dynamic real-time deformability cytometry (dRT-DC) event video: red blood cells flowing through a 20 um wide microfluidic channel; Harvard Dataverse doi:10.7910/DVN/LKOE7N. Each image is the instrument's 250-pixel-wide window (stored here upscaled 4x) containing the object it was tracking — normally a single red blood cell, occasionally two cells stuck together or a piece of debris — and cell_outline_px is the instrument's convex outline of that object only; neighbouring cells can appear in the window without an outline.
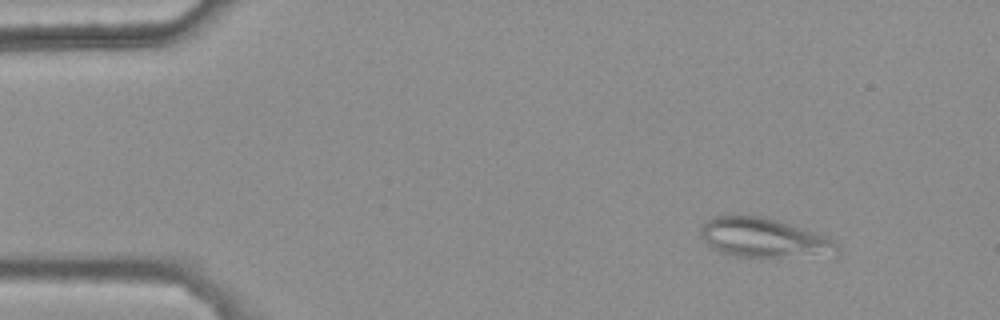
{"species": "common noctule bat (a hibernating species)", "species_latin": "Nyctalus noctula", "temperature_condition": "warm", "stored_images_in_passage": 44, "camera_frame_rate_fps": 3000, "um_per_image_px": 0.085, "animal": {"sex": "female", "body_mass_g": 25.1}, "frame": {"image": 1, "passage_image": 5, "time_ms": 1.333, "image_size_px": [1000, 320], "cell_outline_px": [[840, 248], [836, 260], [736, 256], [720, 252], [712, 248], [700, 236], [700, 228], [708, 220], [716, 216], [740, 212], [764, 216], [828, 236]], "centroid_in_image_um": [65.07, 20.25], "position_along_channel_um": 19.9, "area_um2": 33.29}}
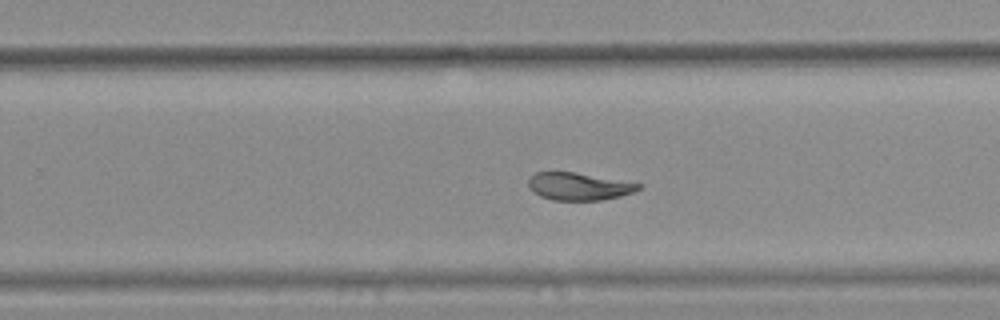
{"frame": {"image": 2, "passage_image": 33, "time_ms": 10.667, "image_size_px": [1000, 320], "cell_outline_px": [[644, 184], [640, 188], [632, 192], [620, 196], [600, 200], [552, 200], [540, 196], [528, 184], [528, 180], [536, 172], [572, 172]], "centroid_in_image_um": [49.22, 15.84], "position_along_channel_um": 280.6, "area_um2": 17.28}}
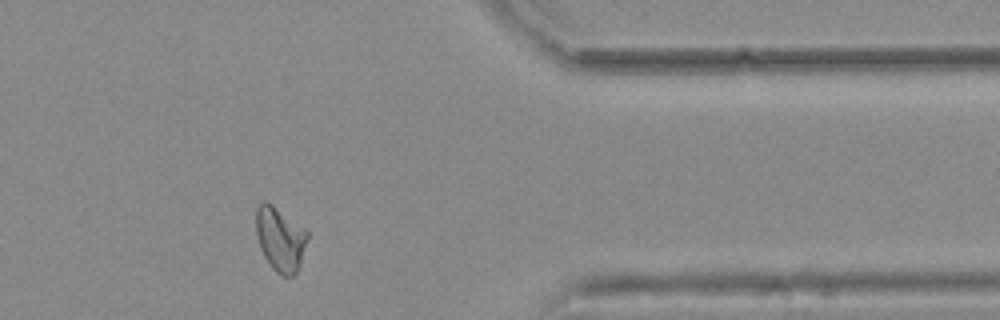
{"frame": {"image": 3, "passage_image": 43, "time_ms": 14.0, "image_size_px": [1000, 320], "cell_outline_px": [[308, 236], [300, 264], [296, 272], [292, 276], [280, 276], [272, 268], [264, 256], [260, 248], [256, 232], [256, 208], [264, 200], [272, 204], [304, 228], [308, 232]], "centroid_in_image_um": [23.8, 20.32], "position_along_channel_um": 387.6, "area_um2": 19.07}, "authors_computed_cell_mechanics": {"area_um2": 19.2763, "velocity_mm_per_s": 3.7335, "shape_relaxation_time_tau1_ms": null, "shape_relaxation_time_tau2_ms": 2.5429, "deformation_change_tau1": null, "deformation_change_tau2": 0.0743}}